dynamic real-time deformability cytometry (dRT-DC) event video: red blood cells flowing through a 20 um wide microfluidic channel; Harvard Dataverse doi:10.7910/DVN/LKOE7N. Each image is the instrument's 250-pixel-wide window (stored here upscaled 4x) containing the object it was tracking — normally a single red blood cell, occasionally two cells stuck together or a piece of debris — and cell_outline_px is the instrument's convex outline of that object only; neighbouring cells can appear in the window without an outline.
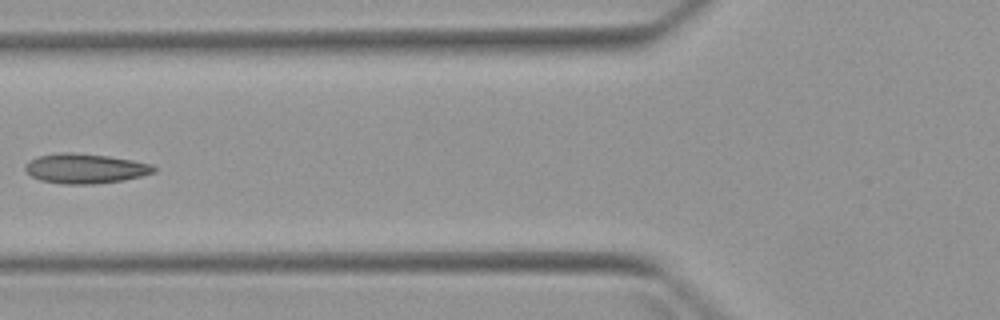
{"species": "Egyptian fruit bat (a non-hibernating species)", "species_latin": "Rousettus aegyptiacus", "temperature_condition": "warm", "stored_images_in_passage": 5, "camera_frame_rate_fps": 3000, "um_per_image_px": 0.085, "animal": {"sex": "female"}, "frame": {"image": 1, "passage_image": 5, "time_ms": 5.667, "image_size_px": [1000, 320], "cell_outline_px": [[156, 172], [124, 180], [92, 184], [64, 184], [40, 180], [32, 176], [24, 168], [24, 164], [28, 160], [36, 156], [60, 152], [72, 152], [108, 156], [132, 160], [152, 164], [156, 168]], "centroid_in_image_um": [7.22, 14.31], "position_along_channel_um": 118.6, "area_um2": 22.43}}